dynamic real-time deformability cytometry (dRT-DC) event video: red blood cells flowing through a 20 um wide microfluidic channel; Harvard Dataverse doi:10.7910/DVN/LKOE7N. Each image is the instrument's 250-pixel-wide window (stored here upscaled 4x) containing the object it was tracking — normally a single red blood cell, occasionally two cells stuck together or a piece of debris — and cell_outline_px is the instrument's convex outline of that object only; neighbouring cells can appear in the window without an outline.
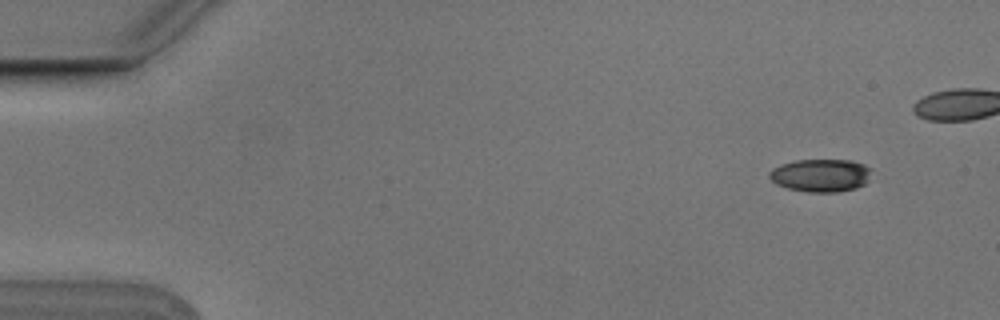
{"species": "Egyptian fruit bat (a non-hibernating species)", "species_latin": "Rousettus aegyptiacus", "temperature_condition": "cold", "stored_images_in_passage": 4, "camera_frame_rate_fps": 3000, "um_per_image_px": 0.085, "animal": {"sex": "male"}, "frame": {"image": 1, "passage_image": 2, "time_ms": 0.333, "image_size_px": [1000, 320], "cell_outline_px": [[868, 180], [864, 184], [856, 188], [836, 192], [808, 192], [788, 188], [776, 184], [768, 176], [768, 172], [772, 168], [780, 164], [796, 160], [852, 160], [864, 164], [868, 168]], "centroid_in_image_um": [69.71, 14.9], "position_along_channel_um": 15.3, "area_um2": 19.48}}